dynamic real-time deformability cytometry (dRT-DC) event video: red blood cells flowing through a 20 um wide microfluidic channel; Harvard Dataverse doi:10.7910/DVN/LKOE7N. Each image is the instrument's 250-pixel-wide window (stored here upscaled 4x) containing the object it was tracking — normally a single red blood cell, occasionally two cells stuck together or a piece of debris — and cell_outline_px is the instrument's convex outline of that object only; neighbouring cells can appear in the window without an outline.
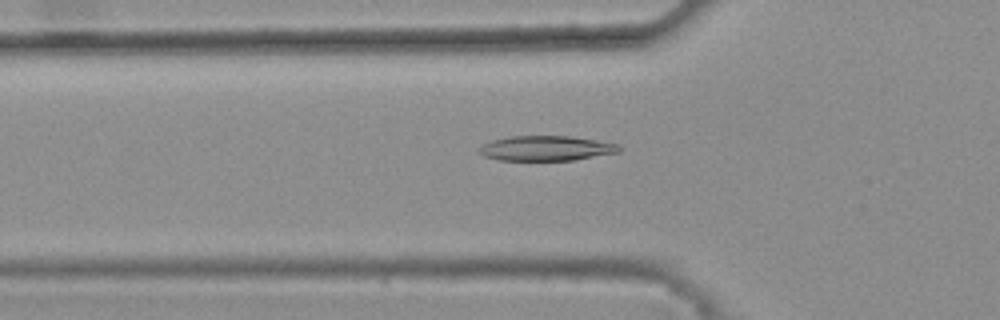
{"species": "common noctule bat (a hibernating species)", "species_latin": "Nyctalus noctula", "temperature_condition": "warm", "stored_images_in_passage": 40, "camera_frame_rate_fps": 3000, "um_per_image_px": 0.085, "animal": {"sex": "female", "body_mass_g": 25.1}, "frame": {"image": 1, "passage_image": 11, "time_ms": 3.333, "image_size_px": [1000, 320], "cell_outline_px": [[624, 148], [620, 152], [572, 160], [500, 160], [484, 156], [476, 152], [484, 144], [492, 140], [512, 136], [572, 136], [596, 140], [616, 144]], "centroid_in_image_um": [46.43, 12.6], "position_along_channel_um": 79.4, "area_um2": 20.29}}
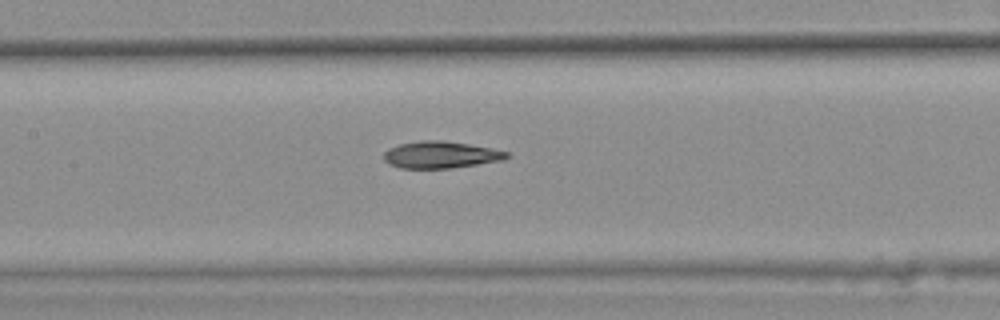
{"frame": {"image": 2, "passage_image": 18, "time_ms": 5.667, "image_size_px": [1000, 320], "cell_outline_px": [[508, 156], [504, 160], [452, 168], [400, 168], [388, 164], [384, 160], [384, 152], [388, 148], [400, 144], [420, 140], [440, 140], [468, 144], [508, 152]], "centroid_in_image_um": [37.41, 13.16], "position_along_channel_um": 170.0, "area_um2": 19.13}}
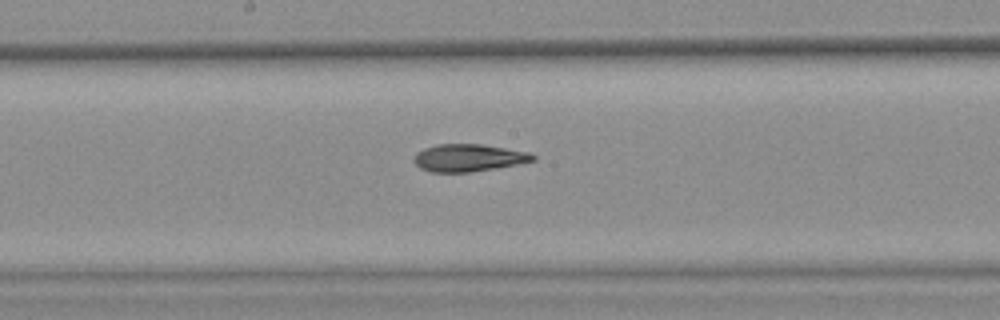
{"frame": {"image": 3, "passage_image": 21, "time_ms": 6.667, "image_size_px": [1000, 320], "cell_outline_px": [[536, 160], [496, 168], [468, 172], [432, 172], [420, 168], [412, 160], [416, 152], [424, 148], [436, 144], [480, 144], [532, 152], [536, 156]], "centroid_in_image_um": [39.82, 13.4], "position_along_channel_um": 208.4, "area_um2": 19.07}, "authors_computed_cell_mechanics": {"area_um2": 19.363, "velocity_mm_per_s": 3.8562, "shape_relaxation_time_tau1_ms": null, "shape_relaxation_time_tau2_ms": 6.0898, "deformation_change_tau1": null, "deformation_change_tau2": 0.1517}}